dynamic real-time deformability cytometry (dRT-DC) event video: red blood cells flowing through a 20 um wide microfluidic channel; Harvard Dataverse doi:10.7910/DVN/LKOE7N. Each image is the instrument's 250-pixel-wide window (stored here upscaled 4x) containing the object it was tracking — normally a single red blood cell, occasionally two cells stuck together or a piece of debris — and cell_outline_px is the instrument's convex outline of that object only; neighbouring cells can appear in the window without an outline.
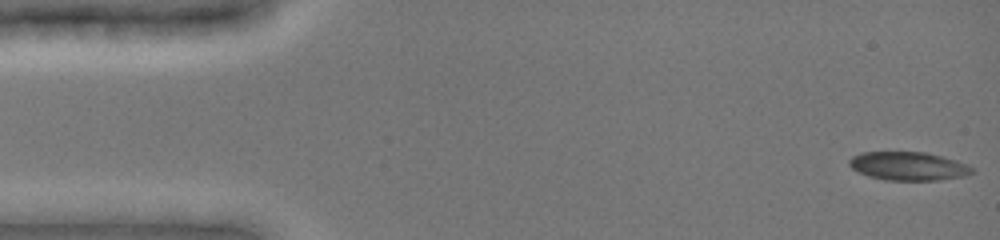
{"species": "common noctule bat (a hibernating species)", "species_latin": "Nyctalus noctula", "temperature_condition": "cold", "stored_images_in_passage": 9, "camera_frame_rate_fps": 3000, "um_per_image_px": 0.085, "animal": {"sex": "female", "body_mass_g": 19.0, "forearm_length_mm": 51.5}, "frame": {"image": 1, "passage_image": 1, "time_ms": 0.0, "image_size_px": [1000, 240], "cell_outline_px": [[972, 172], [964, 176], [940, 180], [884, 180], [868, 176], [852, 168], [848, 164], [848, 160], [852, 156], [860, 152], [924, 152], [956, 160], [972, 168]], "centroid_in_image_um": [77.15, 14.12], "position_along_channel_um": 7.9, "area_um2": 20.23}}
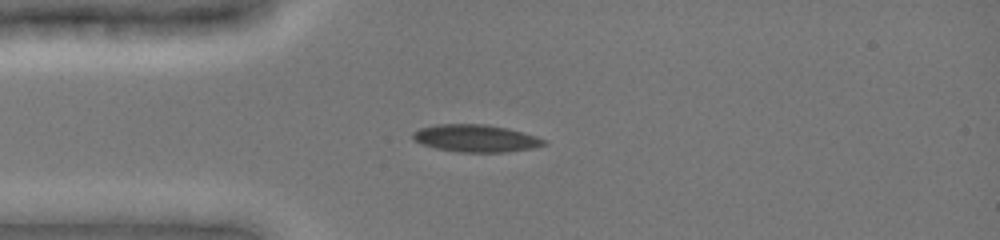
{"frame": {"image": 2, "passage_image": 8, "time_ms": 3.667, "image_size_px": [1000, 240], "cell_outline_px": [[548, 144], [532, 148], [504, 152], [460, 152], [436, 148], [424, 144], [416, 140], [412, 136], [412, 132], [420, 128], [436, 124], [484, 124], [508, 128], [536, 136], [548, 140]], "centroid_in_image_um": [40.48, 11.75], "position_along_channel_um": 44.5, "area_um2": 20.81}}